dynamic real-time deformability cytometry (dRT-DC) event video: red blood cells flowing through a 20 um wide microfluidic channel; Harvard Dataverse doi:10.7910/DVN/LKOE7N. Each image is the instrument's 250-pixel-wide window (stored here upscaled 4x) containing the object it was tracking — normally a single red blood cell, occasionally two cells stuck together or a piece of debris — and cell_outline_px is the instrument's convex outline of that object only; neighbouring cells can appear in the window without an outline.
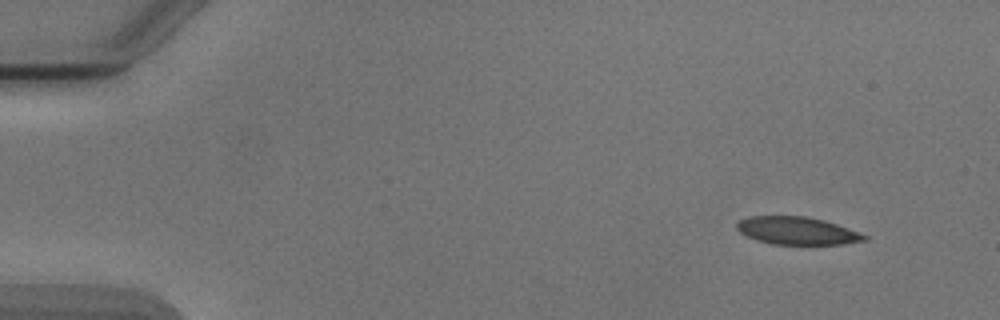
{"species": "Egyptian fruit bat (a non-hibernating species)", "species_latin": "Rousettus aegyptiacus", "temperature_condition": "cold", "stored_images_in_passage": 4, "camera_frame_rate_fps": 3000, "um_per_image_px": 0.085, "animal": {"sex": "male"}, "frame": {"image": 1, "passage_image": 1, "time_ms": 0.0, "image_size_px": [1000, 320], "cell_outline_px": [[868, 240], [844, 244], [772, 244], [756, 240], [740, 232], [736, 228], [736, 224], [740, 220], [748, 216], [804, 216], [824, 220], [836, 224], [868, 236]], "centroid_in_image_um": [67.74, 19.61], "position_along_channel_um": 17.3, "area_um2": 20.46}}
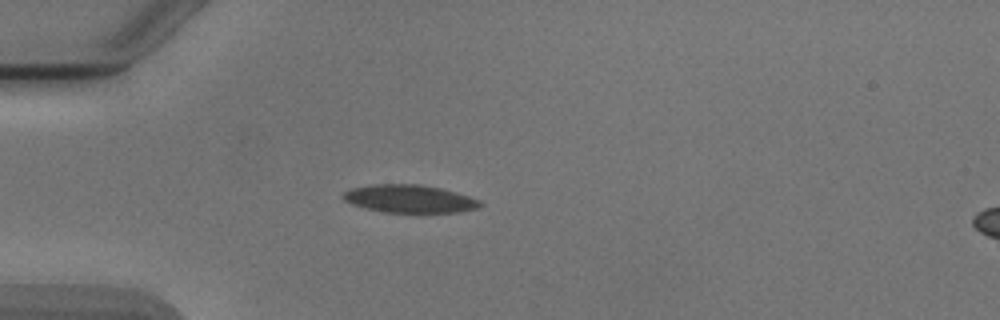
{"frame": {"image": 2, "passage_image": 4, "time_ms": 3.333, "image_size_px": [1000, 320], "cell_outline_px": [[484, 204], [480, 208], [460, 212], [384, 212], [364, 208], [352, 204], [344, 200], [340, 196], [344, 192], [352, 188], [372, 184], [416, 184], [440, 188], [456, 192], [480, 200]], "centroid_in_image_um": [34.81, 16.9], "position_along_channel_um": 50.2, "area_um2": 22.31}}